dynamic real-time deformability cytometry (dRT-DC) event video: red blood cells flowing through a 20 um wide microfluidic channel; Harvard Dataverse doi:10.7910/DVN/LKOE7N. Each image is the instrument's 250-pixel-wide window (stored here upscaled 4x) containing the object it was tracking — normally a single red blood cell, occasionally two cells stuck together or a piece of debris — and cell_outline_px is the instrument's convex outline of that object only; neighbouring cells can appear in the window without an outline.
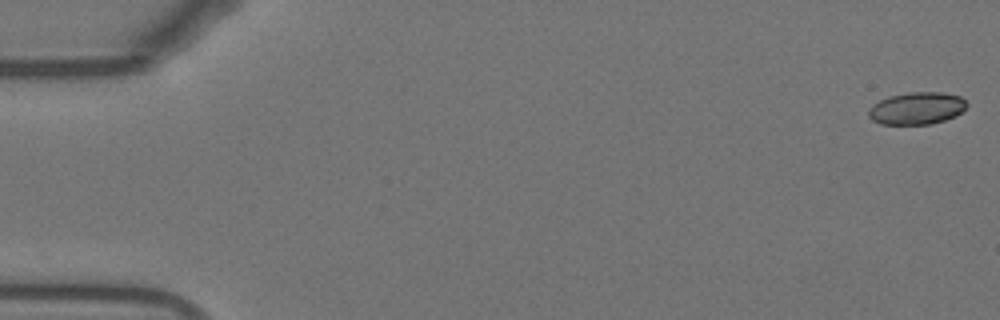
{"species": "Egyptian fruit bat (a non-hibernating species)", "species_latin": "Rousettus aegyptiacus", "temperature_condition": "warm", "stored_images_in_passage": 53, "camera_frame_rate_fps": 3000, "um_per_image_px": 0.085, "animal": {"sex": "female"}, "frame": {"image": 1, "passage_image": 1, "time_ms": 0.0, "image_size_px": [1000, 320], "cell_outline_px": [[968, 104], [956, 116], [944, 120], [928, 124], [880, 124], [872, 120], [868, 116], [868, 112], [872, 104], [888, 96], [908, 92], [944, 92], [960, 96]], "centroid_in_image_um": [77.9, 9.19], "position_along_channel_um": 7.1, "area_um2": 18.5}}
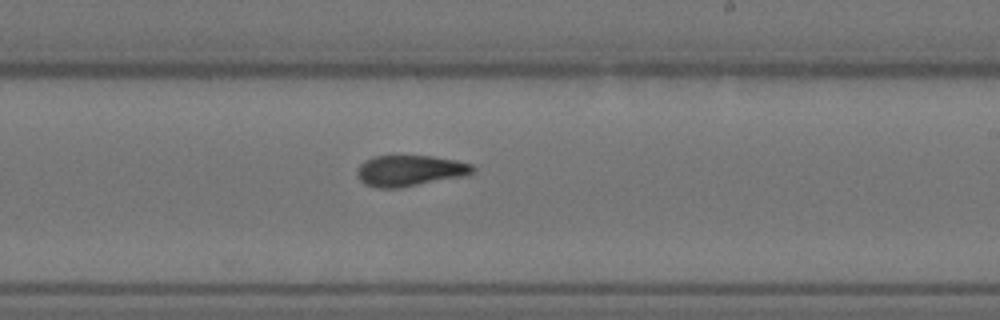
{"frame": {"image": 2, "passage_image": 32, "time_ms": 10.333, "image_size_px": [1000, 320], "cell_outline_px": [[476, 168], [468, 176], [400, 188], [376, 188], [364, 184], [360, 180], [356, 172], [360, 164], [364, 160], [376, 156], [432, 156], [456, 160], [472, 164]], "centroid_in_image_um": [34.86, 14.52], "position_along_channel_um": 254.1, "area_um2": 21.15}}
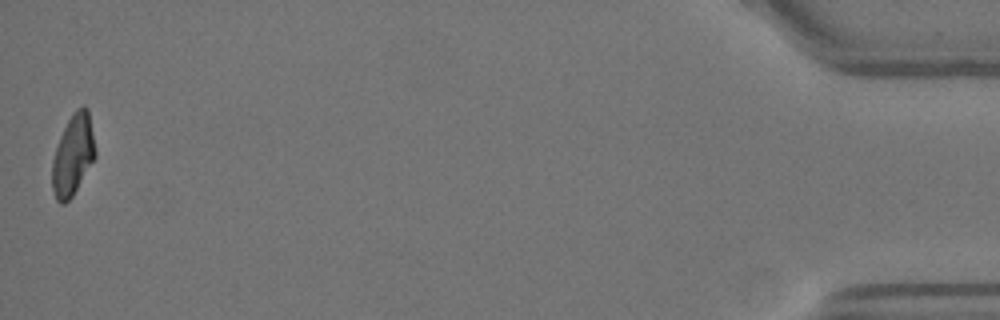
{"frame": {"image": 3, "passage_image": 53, "time_ms": 17.333, "image_size_px": [1000, 320], "cell_outline_px": [[96, 156], [72, 196], [64, 204], [60, 204], [56, 200], [52, 188], [52, 160], [60, 136], [72, 112], [76, 108], [84, 104], [88, 108], [96, 152]], "centroid_in_image_um": [6.2, 13.15], "position_along_channel_um": 429.0, "area_um2": 20.23}, "authors_computed_cell_mechanics": {"area_um2": 20.519, "velocity_mm_per_s": 3.8314, "shape_relaxation_time_tau1_ms": null, "shape_relaxation_time_tau2_ms": 2.7592, "deformation_change_tau1": null, "deformation_change_tau2": 0.1116}}